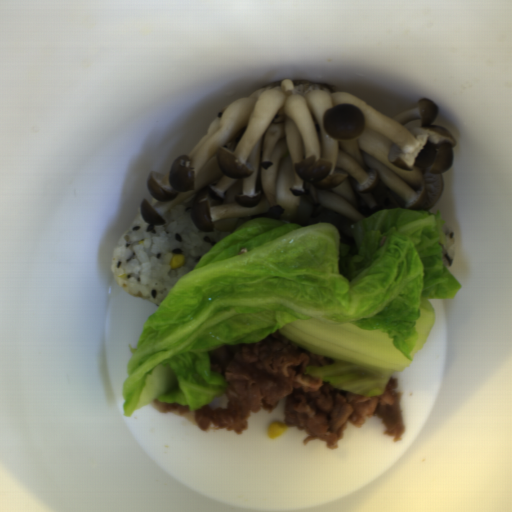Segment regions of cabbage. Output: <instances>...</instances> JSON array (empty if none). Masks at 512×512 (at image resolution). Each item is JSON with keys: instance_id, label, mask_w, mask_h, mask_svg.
Here are the masks:
<instances>
[{"instance_id": "obj_1", "label": "cabbage", "mask_w": 512, "mask_h": 512, "mask_svg": "<svg viewBox=\"0 0 512 512\" xmlns=\"http://www.w3.org/2000/svg\"><path fill=\"white\" fill-rule=\"evenodd\" d=\"M440 210L374 211L350 243L328 222L246 220L205 253L146 317L130 348L124 416L151 401L200 410L228 384L210 369L221 345L256 343L278 329L331 363L311 378L379 396L421 351L436 318L428 299L455 298L443 261Z\"/></svg>"}]
</instances>
